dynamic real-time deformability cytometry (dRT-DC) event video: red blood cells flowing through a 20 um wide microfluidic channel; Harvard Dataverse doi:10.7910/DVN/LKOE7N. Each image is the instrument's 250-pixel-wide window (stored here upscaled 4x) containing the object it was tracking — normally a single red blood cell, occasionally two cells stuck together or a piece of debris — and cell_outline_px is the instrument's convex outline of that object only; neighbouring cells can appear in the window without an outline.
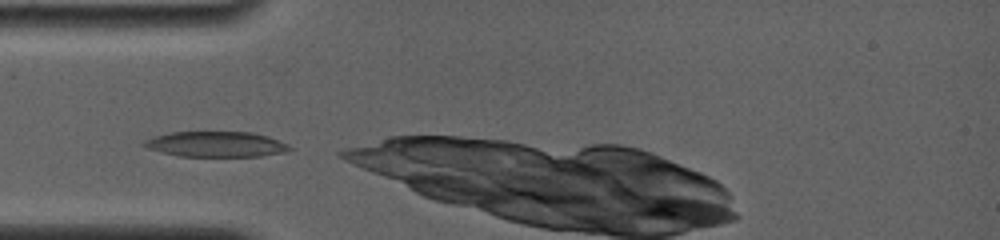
{"species": "common noctule bat (a hibernating species)", "species_latin": "Nyctalus noctula", "temperature_condition": "room temperature", "stored_images_in_passage": 32, "camera_frame_rate_fps": 4000, "um_per_image_px": 0.085, "animal": {"sex": "female", "body_mass_g": 19.0, "forearm_length_mm": 56.7}, "frame": {"image": 1, "passage_image": 1, "time_ms": 0.0, "image_size_px": [1000, 240], "cell_outline_px": [[292, 148], [288, 152], [260, 156], [180, 156], [148, 148], [140, 144], [144, 140], [152, 136], [172, 132], [252, 132], [268, 136], [288, 144]], "centroid_in_image_um": [18.38, 12.25], "position_along_channel_um": 66.6, "area_um2": 21.56}}
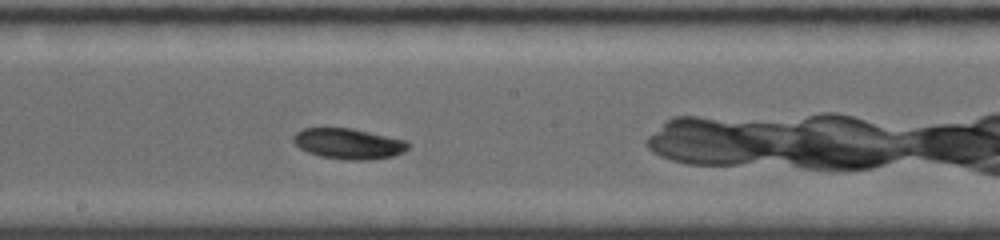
{"frame": {"image": 2, "passage_image": 13, "time_ms": 4.0, "image_size_px": [1000, 240], "cell_outline_px": [[412, 144], [404, 152], [392, 156], [368, 160], [348, 160], [320, 156], [308, 152], [300, 148], [292, 140], [292, 136], [296, 132], [304, 128], [352, 128], [408, 140]], "centroid_in_image_um": [29.66, 12.21], "position_along_channel_um": 218.5, "area_um2": 20.63}}
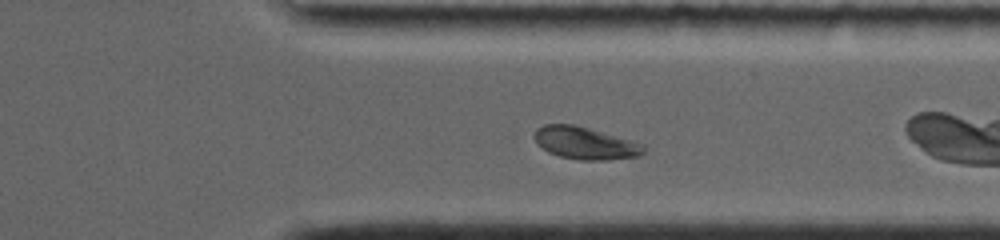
{"frame": {"image": 3, "passage_image": 24, "time_ms": 7.75, "image_size_px": [1000, 240], "cell_outline_px": [[644, 152], [640, 156], [608, 160], [580, 160], [560, 156], [548, 152], [536, 144], [536, 128], [544, 124], [572, 124], [588, 128], [644, 144]], "centroid_in_image_um": [49.74, 12.17], "position_along_channel_um": 361.7, "area_um2": 20.4}}